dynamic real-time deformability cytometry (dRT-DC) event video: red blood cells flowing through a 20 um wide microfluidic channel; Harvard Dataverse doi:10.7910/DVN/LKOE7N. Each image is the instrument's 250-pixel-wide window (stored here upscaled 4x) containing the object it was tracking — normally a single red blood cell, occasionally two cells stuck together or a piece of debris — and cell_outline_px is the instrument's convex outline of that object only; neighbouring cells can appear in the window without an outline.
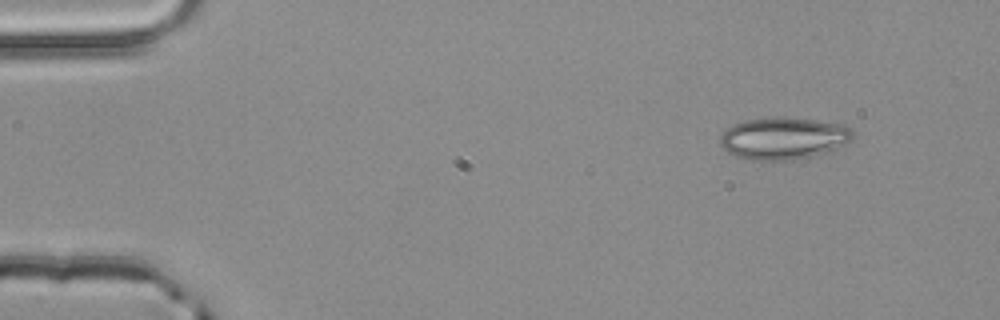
{"species": "common noctule bat (a hibernating species)", "species_latin": "Nyctalus noctula", "temperature_condition": "room temperature", "stored_images_in_passage": 3, "camera_frame_rate_fps": 3000, "um_per_image_px": 0.085, "animal": {"sex": "male", "body_mass_g": 20.4}, "frame": {"image": 1, "passage_image": 1, "time_ms": 0.0, "image_size_px": [1000, 320], "cell_outline_px": [[856, 132], [852, 140], [836, 148], [812, 156], [792, 160], [752, 160], [736, 156], [728, 152], [720, 144], [720, 136], [732, 124], [744, 120], [772, 116], [784, 116], [816, 120], [844, 124], [852, 128]], "centroid_in_image_um": [66.62, 11.73], "position_along_channel_um": 18.4, "area_um2": 32.95}}